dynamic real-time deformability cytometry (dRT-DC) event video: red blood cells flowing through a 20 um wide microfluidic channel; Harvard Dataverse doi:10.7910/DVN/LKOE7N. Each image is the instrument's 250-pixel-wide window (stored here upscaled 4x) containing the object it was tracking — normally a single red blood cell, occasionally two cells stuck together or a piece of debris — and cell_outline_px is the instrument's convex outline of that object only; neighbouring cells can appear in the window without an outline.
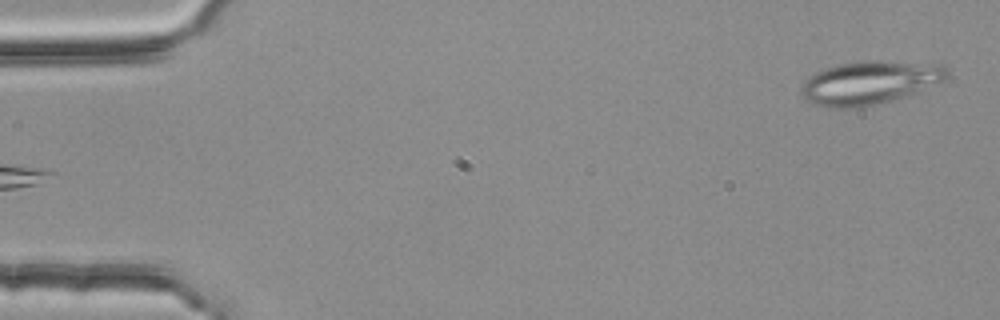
{"species": "common noctule bat (a hibernating species)", "species_latin": "Nyctalus noctula", "temperature_condition": "room temperature", "stored_images_in_passage": 3, "camera_frame_rate_fps": 3000, "um_per_image_px": 0.085, "animal": {"sex": "female", "body_mass_g": 25.1}, "frame": {"image": 1, "passage_image": 3, "time_ms": 0.667, "image_size_px": [1000, 320], "cell_outline_px": [[948, 76], [944, 80], [920, 92], [856, 108], [828, 108], [816, 104], [808, 100], [800, 92], [800, 88], [804, 80], [816, 72], [824, 68], [836, 64], [872, 60], [944, 64], [948, 68]], "centroid_in_image_um": [73.94, 7.01], "position_along_channel_um": 11.1, "area_um2": 36.82}}